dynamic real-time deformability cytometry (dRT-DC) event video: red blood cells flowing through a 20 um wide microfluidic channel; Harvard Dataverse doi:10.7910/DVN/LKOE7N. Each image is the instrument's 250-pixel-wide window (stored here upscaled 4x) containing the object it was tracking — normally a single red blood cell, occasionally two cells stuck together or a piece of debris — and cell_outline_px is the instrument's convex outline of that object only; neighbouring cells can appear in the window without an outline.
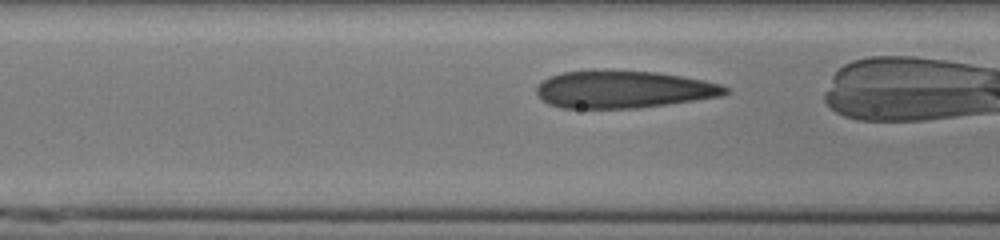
{"species": "human", "species_latin": "Homo sapiens", "temperature_condition": "cold", "stored_images_in_passage": 29, "camera_frame_rate_fps": 3000, "um_per_image_px": 0.085, "donor": {"sex": "male"}, "frame": {"image": 1, "passage_image": 8, "time_ms": 2.333, "image_size_px": [1000, 240], "cell_outline_px": [[728, 92], [724, 96], [668, 104], [636, 108], [560, 108], [548, 104], [536, 92], [536, 84], [548, 76], [560, 72], [596, 68], [656, 72], [704, 80], [720, 84], [728, 88]], "centroid_in_image_um": [52.94, 7.57], "position_along_channel_um": 113.7, "area_um2": 41.96}}
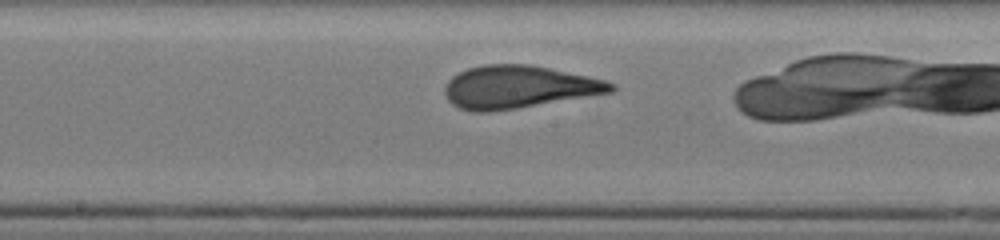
{"frame": {"image": 2, "passage_image": 15, "time_ms": 4.667, "image_size_px": [1000, 240], "cell_outline_px": [[616, 88], [612, 92], [516, 108], [488, 112], [476, 112], [460, 108], [452, 104], [448, 100], [444, 92], [444, 88], [448, 80], [452, 76], [468, 68], [484, 64], [528, 64], [588, 76], [604, 80], [616, 84]], "centroid_in_image_um": [44.05, 7.39], "position_along_channel_um": 204.2, "area_um2": 41.04}}
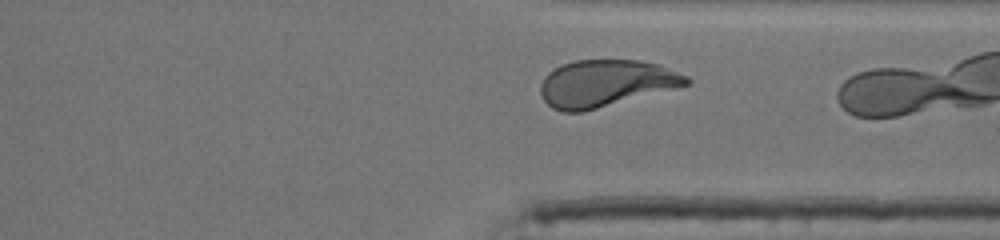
{"frame": {"image": 3, "passage_image": 27, "time_ms": 8.667, "image_size_px": [1000, 240], "cell_outline_px": [[692, 84], [580, 112], [564, 112], [552, 108], [544, 100], [540, 92], [540, 84], [544, 76], [548, 72], [564, 64], [576, 60], [640, 60], [660, 64], [688, 76], [692, 80]], "centroid_in_image_um": [51.51, 7.07], "position_along_channel_um": 359.9, "area_um2": 39.77}}